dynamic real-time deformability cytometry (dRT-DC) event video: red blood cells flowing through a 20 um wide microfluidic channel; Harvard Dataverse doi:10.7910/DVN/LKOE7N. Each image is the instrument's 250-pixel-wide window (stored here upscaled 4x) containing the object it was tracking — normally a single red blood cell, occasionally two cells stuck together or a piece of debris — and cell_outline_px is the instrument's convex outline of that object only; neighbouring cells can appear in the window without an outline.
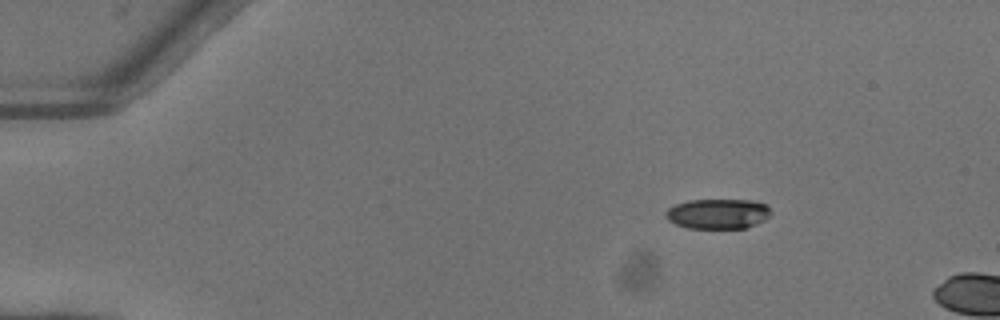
{"species": "common noctule bat (a hibernating species)", "species_latin": "Nyctalus noctula", "temperature_condition": "warm", "stored_images_in_passage": 6, "camera_frame_rate_fps": 3000, "um_per_image_px": 0.085, "animal": {"sex": "female"}, "frame": {"image": 1, "passage_image": 1, "time_ms": 0.0, "image_size_px": [1000, 320], "cell_outline_px": [[772, 212], [764, 220], [748, 228], [688, 228], [676, 224], [668, 220], [664, 216], [664, 212], [668, 208], [676, 204], [688, 200], [752, 200], [764, 204]], "centroid_in_image_um": [60.99, 18.17], "position_along_channel_um": 24.0, "area_um2": 18.44}}